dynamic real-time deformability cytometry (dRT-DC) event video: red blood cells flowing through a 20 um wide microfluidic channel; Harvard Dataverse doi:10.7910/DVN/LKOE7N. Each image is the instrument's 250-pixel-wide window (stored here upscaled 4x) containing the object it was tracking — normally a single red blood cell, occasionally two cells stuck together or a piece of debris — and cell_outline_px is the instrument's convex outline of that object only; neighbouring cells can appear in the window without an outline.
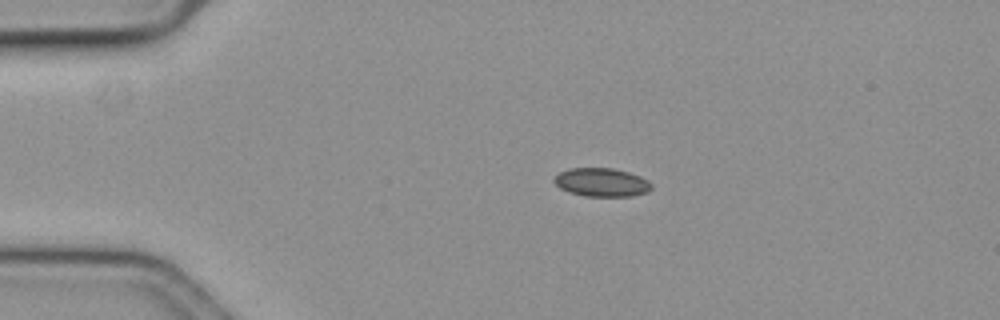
{"species": "common noctule bat (a hibernating species)", "species_latin": "Nyctalus noctula", "temperature_condition": "cold", "stored_images_in_passage": 46, "camera_frame_rate_fps": 3000, "um_per_image_px": 0.085, "animal": {"sex": "female", "body_mass_g": 19.3, "forearm_length_mm": 54.1}, "frame": {"image": 1, "passage_image": 1, "time_ms": 0.0, "image_size_px": [1000, 320], "cell_outline_px": [[652, 188], [648, 192], [632, 196], [584, 196], [568, 192], [560, 188], [552, 180], [560, 172], [572, 168], [612, 168], [628, 172], [640, 176], [648, 180], [652, 184]], "centroid_in_image_um": [51.15, 15.5], "position_along_channel_um": 33.8, "area_um2": 16.18}}
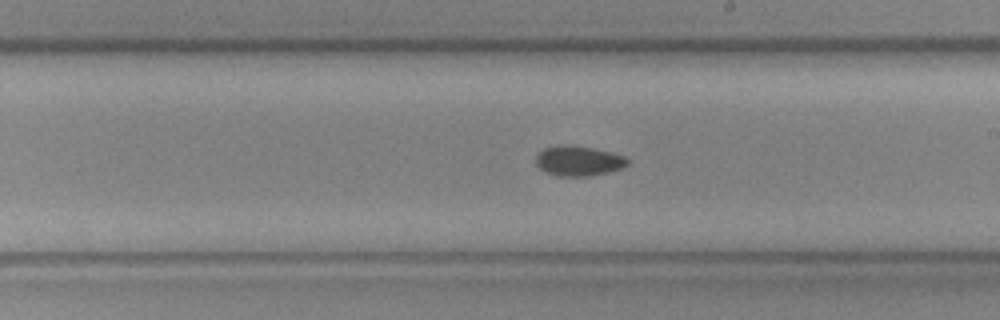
{"frame": {"image": 2, "passage_image": 22, "time_ms": 7.0, "image_size_px": [1000, 320], "cell_outline_px": [[628, 164], [624, 168], [592, 176], [556, 176], [540, 168], [536, 164], [536, 156], [544, 148], [556, 144], [572, 144], [612, 152], [624, 156], [628, 160]], "centroid_in_image_um": [49.18, 13.66], "position_along_channel_um": 239.8, "area_um2": 16.24}}
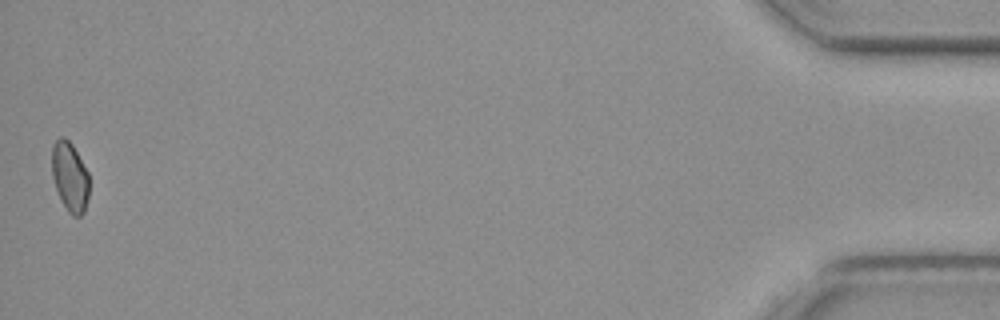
{"frame": {"image": 3, "passage_image": 46, "time_ms": 15.0, "image_size_px": [1000, 320], "cell_outline_px": [[88, 196], [84, 212], [80, 216], [72, 216], [68, 212], [60, 200], [52, 176], [52, 144], [60, 136], [64, 136], [72, 144], [88, 172]], "centroid_in_image_um": [5.92, 15.02], "position_along_channel_um": 429.3, "area_um2": 15.14}, "authors_computed_cell_mechanics": {"area_um2": 15.9528, "velocity_mm_per_s": 3.6131, "shape_relaxation_time_tau1_ms": 5.1927, "shape_relaxation_time_tau2_ms": null, "deformation_change_tau1": 0.0443, "deformation_change_tau2": null}}